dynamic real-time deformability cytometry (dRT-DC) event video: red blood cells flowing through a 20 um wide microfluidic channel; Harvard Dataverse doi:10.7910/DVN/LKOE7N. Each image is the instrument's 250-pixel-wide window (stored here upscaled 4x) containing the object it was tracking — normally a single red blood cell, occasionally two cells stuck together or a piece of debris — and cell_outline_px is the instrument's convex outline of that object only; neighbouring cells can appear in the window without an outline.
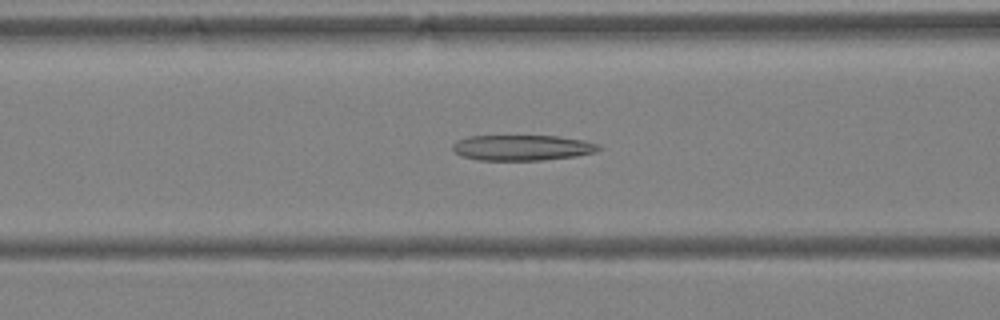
{"species": "Egyptian fruit bat (a non-hibernating species)", "species_latin": "Rousettus aegyptiacus", "temperature_condition": "warm", "stored_images_in_passage": 31, "camera_frame_rate_fps": 3000, "um_per_image_px": 0.085, "animal": {"sex": "female"}, "frame": {"image": 1, "passage_image": 4, "time_ms": 1.0, "image_size_px": [1000, 320], "cell_outline_px": [[600, 148], [596, 152], [576, 156], [544, 160], [476, 160], [460, 156], [452, 152], [452, 144], [456, 140], [468, 136], [556, 136], [584, 140], [600, 144]], "centroid_in_image_um": [44.34, 12.56], "position_along_channel_um": 122.3, "area_um2": 22.02}}
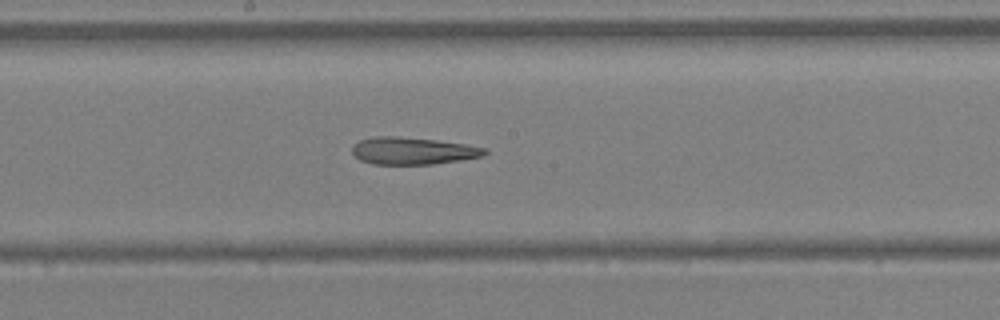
{"frame": {"image": 2, "passage_image": 10, "time_ms": 3.0, "image_size_px": [1000, 320], "cell_outline_px": [[488, 152], [484, 156], [460, 160], [432, 164], [372, 164], [360, 160], [352, 152], [352, 144], [360, 140], [372, 136], [396, 136], [436, 140], [464, 144], [488, 148]], "centroid_in_image_um": [35.08, 12.82], "position_along_channel_um": 213.1, "area_um2": 21.1}}
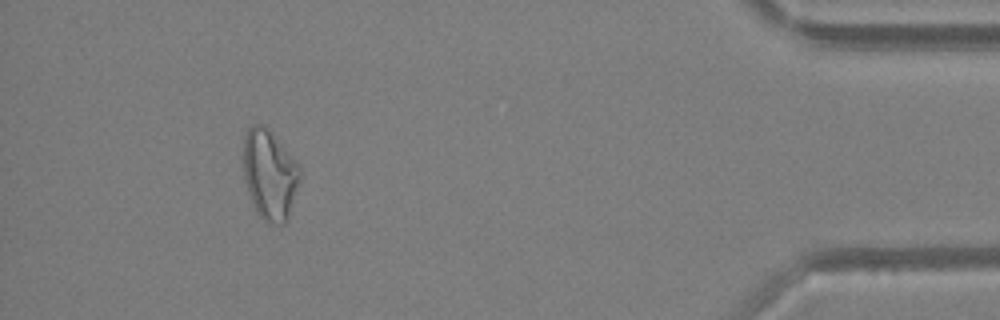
{"frame": {"image": 3, "passage_image": 27, "time_ms": 8.667, "image_size_px": [1000, 320], "cell_outline_px": [[300, 180], [288, 220], [284, 224], [268, 224], [256, 212], [252, 204], [244, 180], [244, 136], [248, 128], [252, 124], [264, 124], [300, 168]], "centroid_in_image_um": [22.91, 14.89], "position_along_channel_um": 412.3, "area_um2": 29.48}}